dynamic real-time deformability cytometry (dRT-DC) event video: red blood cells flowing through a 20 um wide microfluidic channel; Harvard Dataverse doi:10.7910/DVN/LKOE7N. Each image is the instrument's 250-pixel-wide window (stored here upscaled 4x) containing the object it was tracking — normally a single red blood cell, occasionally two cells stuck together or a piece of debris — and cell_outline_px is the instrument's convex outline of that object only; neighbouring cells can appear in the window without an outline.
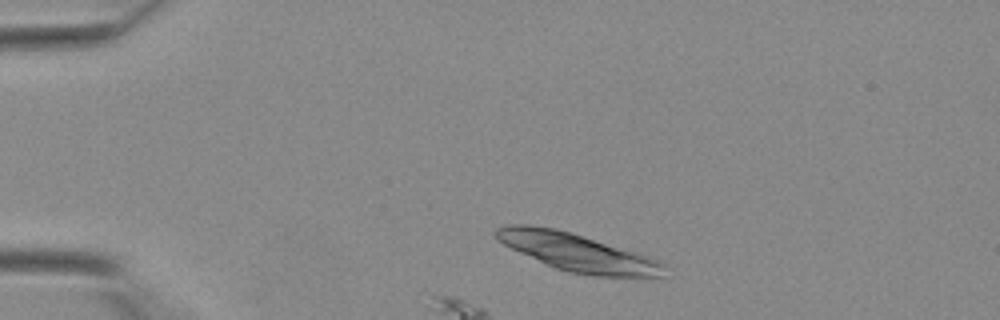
{"species": "Egyptian fruit bat (a non-hibernating species)", "species_latin": "Rousettus aegyptiacus", "temperature_condition": "warm", "stored_images_in_passage": 13, "camera_frame_rate_fps": 3000, "um_per_image_px": 0.085, "animal": {"sex": "female"}, "frame": {"image": 1, "passage_image": 3, "time_ms": 0.667, "image_size_px": [1000, 320], "cell_outline_px": [[668, 268], [664, 276], [592, 276], [568, 272], [556, 268], [520, 252], [496, 240], [496, 228], [504, 224], [528, 224], [556, 228], [572, 232], [656, 260], [664, 264]], "centroid_in_image_um": [49.01, 21.44], "position_along_channel_um": 36.0, "area_um2": 36.3}}